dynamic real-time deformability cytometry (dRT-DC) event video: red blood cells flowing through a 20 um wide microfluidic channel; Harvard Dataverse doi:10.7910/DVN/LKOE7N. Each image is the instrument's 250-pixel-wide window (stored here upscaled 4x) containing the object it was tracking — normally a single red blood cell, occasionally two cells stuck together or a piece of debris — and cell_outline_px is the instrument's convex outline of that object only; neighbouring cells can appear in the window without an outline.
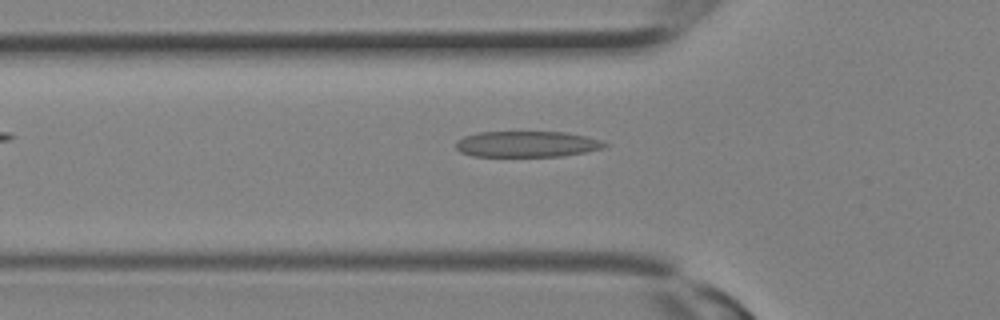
{"species": "Egyptian fruit bat (a non-hibernating species)", "species_latin": "Rousettus aegyptiacus", "temperature_condition": "room temperature", "stored_images_in_passage": 9, "camera_frame_rate_fps": 3000, "um_per_image_px": 0.085, "animal": {"sex": "female"}, "frame": {"image": 1, "passage_image": 3, "time_ms": 0.667, "image_size_px": [1000, 320], "cell_outline_px": [[608, 144], [604, 148], [584, 152], [560, 156], [472, 156], [460, 152], [456, 148], [456, 144], [464, 136], [480, 132], [564, 132], [584, 136], [600, 140]], "centroid_in_image_um": [44.78, 12.25], "position_along_channel_um": 81.0, "area_um2": 22.25}}
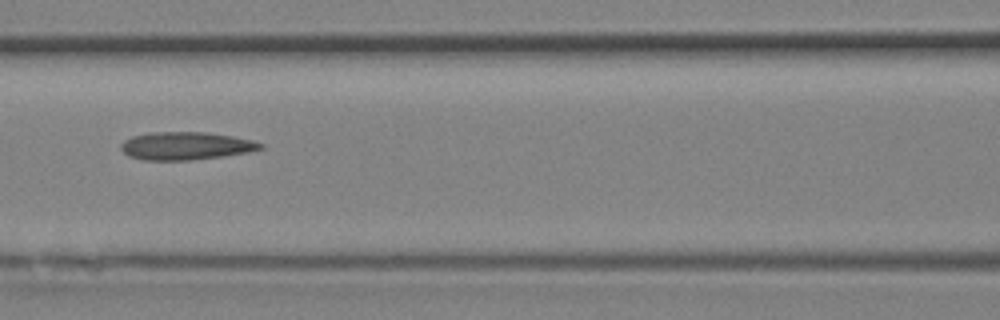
{"frame": {"image": 2, "passage_image": 6, "time_ms": 1.667, "image_size_px": [1000, 320], "cell_outline_px": [[264, 148], [248, 152], [224, 156], [188, 160], [144, 160], [128, 156], [120, 148], [120, 144], [124, 140], [132, 136], [148, 132], [204, 132], [232, 136], [252, 140], [264, 144]], "centroid_in_image_um": [15.77, 12.39], "position_along_channel_um": 150.8, "area_um2": 22.72}}
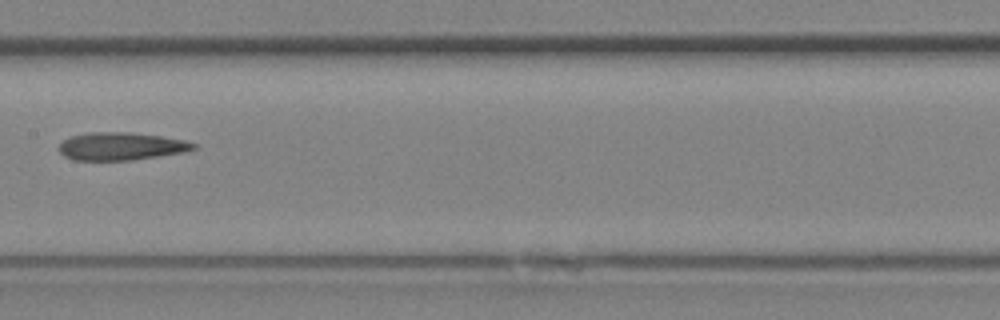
{"frame": {"image": 3, "passage_image": 8, "time_ms": 2.333, "image_size_px": [1000, 320], "cell_outline_px": [[196, 148], [184, 152], [132, 160], [72, 160], [64, 156], [60, 152], [60, 144], [64, 140], [72, 136], [88, 132], [128, 132], [160, 136], [184, 140], [196, 144]], "centroid_in_image_um": [10.28, 12.43], "position_along_channel_um": 197.1, "area_um2": 21.62}}